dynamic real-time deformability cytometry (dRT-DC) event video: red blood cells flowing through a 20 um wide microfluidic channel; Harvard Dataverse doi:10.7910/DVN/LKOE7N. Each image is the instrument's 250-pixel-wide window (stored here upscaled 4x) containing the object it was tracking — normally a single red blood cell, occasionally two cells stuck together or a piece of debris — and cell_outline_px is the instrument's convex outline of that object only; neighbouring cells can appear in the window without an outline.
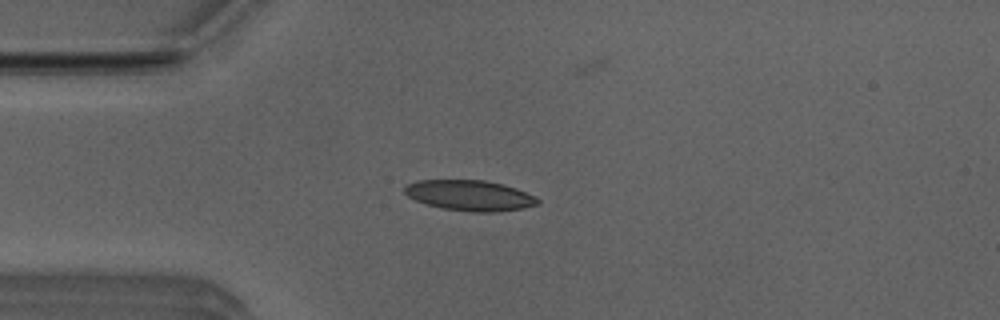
{"species": "Egyptian fruit bat (a non-hibernating species)", "species_latin": "Rousettus aegyptiacus", "temperature_condition": "room temperature", "stored_images_in_passage": 47, "camera_frame_rate_fps": 3000, "um_per_image_px": 0.085, "animal": {"sex": "male"}, "frame": {"image": 1, "passage_image": 8, "time_ms": 2.333, "image_size_px": [1000, 320], "cell_outline_px": [[540, 200], [536, 204], [524, 208], [496, 212], [472, 212], [440, 208], [424, 204], [408, 196], [404, 192], [404, 188], [408, 184], [416, 180], [484, 180], [504, 184], [516, 188], [536, 196]], "centroid_in_image_um": [39.93, 16.61], "position_along_channel_um": 45.1, "area_um2": 23.81}}
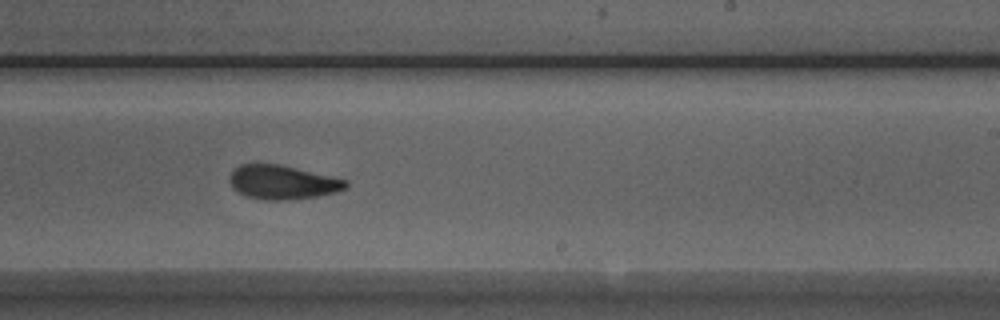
{"frame": {"image": 2, "passage_image": 26, "time_ms": 8.333, "image_size_px": [1000, 320], "cell_outline_px": [[348, 188], [336, 192], [316, 196], [288, 200], [264, 200], [244, 196], [232, 188], [228, 180], [228, 176], [232, 168], [240, 164], [280, 164], [332, 176], [348, 180]], "centroid_in_image_um": [23.97, 15.49], "position_along_channel_um": 265.0, "area_um2": 23.41}}
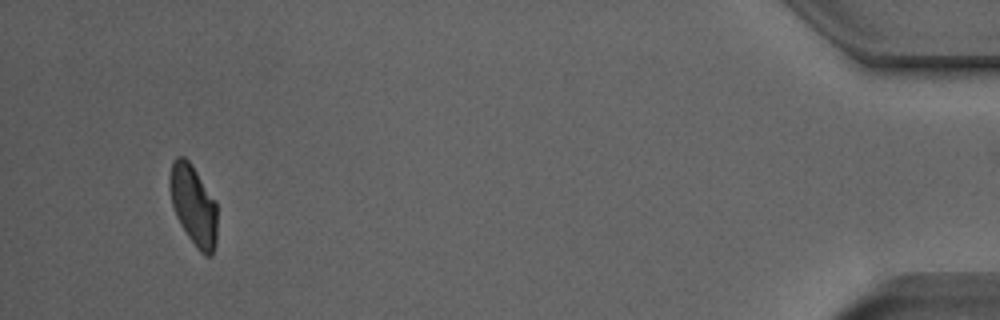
{"frame": {"image": 3, "passage_image": 44, "time_ms": 14.333, "image_size_px": [1000, 320], "cell_outline_px": [[216, 244], [212, 256], [204, 256], [196, 248], [180, 224], [176, 216], [172, 204], [168, 184], [168, 180], [172, 160], [176, 156], [184, 156], [188, 160], [216, 200]], "centroid_in_image_um": [16.43, 17.44], "position_along_channel_um": 418.8, "area_um2": 22.43}, "authors_computed_cell_mechanics": {"area_um2": 23.12, "velocity_mm_per_s": 3.9245, "shape_relaxation_time_tau1_ms": 3.5733, "shape_relaxation_time_tau2_ms": 1.8685, "deformation_change_tau1": 0.1128, "deformation_change_tau2": 0.0738}}